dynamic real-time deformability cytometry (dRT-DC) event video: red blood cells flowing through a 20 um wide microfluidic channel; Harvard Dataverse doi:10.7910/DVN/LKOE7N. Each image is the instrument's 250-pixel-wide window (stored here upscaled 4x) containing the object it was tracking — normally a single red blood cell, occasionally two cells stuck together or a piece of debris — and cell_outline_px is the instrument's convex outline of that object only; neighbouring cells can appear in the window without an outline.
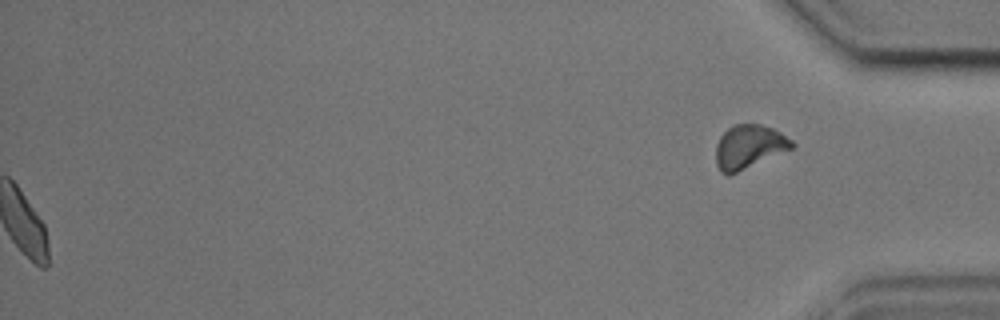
{"species": "common noctule bat (a hibernating species)", "species_latin": "Nyctalus noctula", "temperature_condition": "cold", "stored_images_in_passage": 55, "segment_of_instrument_passage": [2, 2], "camera_frame_rate_fps": 3000, "um_per_image_px": 0.085, "animal": {"sex": "male", "body_mass_g": 17.9, "forearm_length_mm": 54.2}, "frame": {"image": 1, "passage_image": 55, "time_ms": 18.0, "image_size_px": [1000, 320], "cell_outline_px": [[796, 148], [728, 176], [720, 172], [716, 164], [716, 144], [720, 136], [732, 124], [760, 124], [772, 128], [780, 132], [792, 140], [796, 144]], "centroid_in_image_um": [63.69, 12.49], "position_along_channel_um": 371.5, "area_um2": 19.77}}